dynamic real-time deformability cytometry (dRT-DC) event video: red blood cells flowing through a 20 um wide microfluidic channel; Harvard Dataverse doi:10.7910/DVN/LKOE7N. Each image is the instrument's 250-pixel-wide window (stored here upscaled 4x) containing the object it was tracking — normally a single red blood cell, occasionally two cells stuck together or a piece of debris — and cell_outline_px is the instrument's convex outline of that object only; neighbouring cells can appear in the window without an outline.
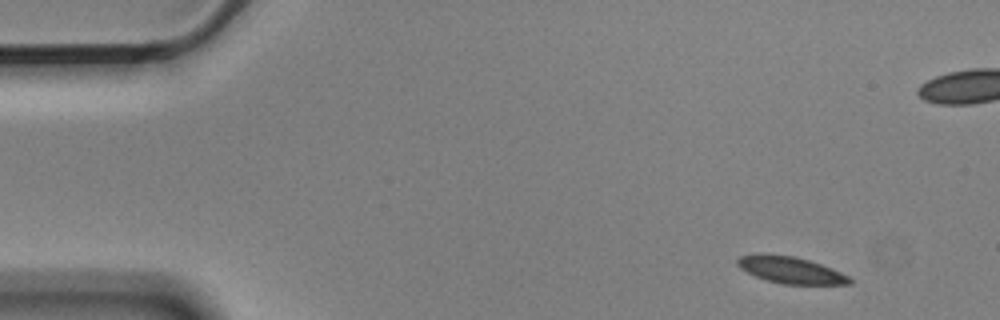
{"species": "Egyptian fruit bat (a non-hibernating species)", "species_latin": "Rousettus aegyptiacus", "temperature_condition": "cold", "stored_images_in_passage": 4, "camera_frame_rate_fps": 3000, "um_per_image_px": 0.085, "animal": {"sex": "male"}, "frame": {"image": 1, "passage_image": 1, "time_ms": 0.0, "image_size_px": [1000, 320], "cell_outline_px": [[852, 284], [780, 284], [756, 276], [740, 268], [736, 264], [736, 260], [740, 256], [760, 252], [796, 256], [832, 268], [848, 276], [852, 280]], "centroid_in_image_um": [67.16, 22.93], "position_along_channel_um": 17.8, "area_um2": 17.57}}